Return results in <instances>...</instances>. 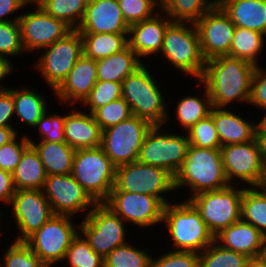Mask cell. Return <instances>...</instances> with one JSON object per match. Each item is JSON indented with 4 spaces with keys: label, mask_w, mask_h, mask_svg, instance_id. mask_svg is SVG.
Masks as SVG:
<instances>
[{
    "label": "cell",
    "mask_w": 266,
    "mask_h": 267,
    "mask_svg": "<svg viewBox=\"0 0 266 267\" xmlns=\"http://www.w3.org/2000/svg\"><path fill=\"white\" fill-rule=\"evenodd\" d=\"M249 105L259 107L266 113V68L256 65L251 80Z\"/></svg>",
    "instance_id": "cell-49"
},
{
    "label": "cell",
    "mask_w": 266,
    "mask_h": 267,
    "mask_svg": "<svg viewBox=\"0 0 266 267\" xmlns=\"http://www.w3.org/2000/svg\"><path fill=\"white\" fill-rule=\"evenodd\" d=\"M201 88L205 91H202L204 95L193 96L189 95L182 97L179 103L175 108L176 119L180 122L181 127L184 128V132H187L193 125L198 123L200 120L208 117L213 108L212 101L209 96L207 87L202 83Z\"/></svg>",
    "instance_id": "cell-31"
},
{
    "label": "cell",
    "mask_w": 266,
    "mask_h": 267,
    "mask_svg": "<svg viewBox=\"0 0 266 267\" xmlns=\"http://www.w3.org/2000/svg\"><path fill=\"white\" fill-rule=\"evenodd\" d=\"M87 2V0H43L40 7L50 16L64 21L72 29H77Z\"/></svg>",
    "instance_id": "cell-36"
},
{
    "label": "cell",
    "mask_w": 266,
    "mask_h": 267,
    "mask_svg": "<svg viewBox=\"0 0 266 267\" xmlns=\"http://www.w3.org/2000/svg\"><path fill=\"white\" fill-rule=\"evenodd\" d=\"M25 7V10H26V6L27 5H36V7H40L41 5V1L40 0H19Z\"/></svg>",
    "instance_id": "cell-58"
},
{
    "label": "cell",
    "mask_w": 266,
    "mask_h": 267,
    "mask_svg": "<svg viewBox=\"0 0 266 267\" xmlns=\"http://www.w3.org/2000/svg\"><path fill=\"white\" fill-rule=\"evenodd\" d=\"M217 0H159L160 9L173 22L196 23Z\"/></svg>",
    "instance_id": "cell-35"
},
{
    "label": "cell",
    "mask_w": 266,
    "mask_h": 267,
    "mask_svg": "<svg viewBox=\"0 0 266 267\" xmlns=\"http://www.w3.org/2000/svg\"><path fill=\"white\" fill-rule=\"evenodd\" d=\"M265 36L258 31L236 26L227 56L243 59L255 66L259 65L257 57L263 52Z\"/></svg>",
    "instance_id": "cell-33"
},
{
    "label": "cell",
    "mask_w": 266,
    "mask_h": 267,
    "mask_svg": "<svg viewBox=\"0 0 266 267\" xmlns=\"http://www.w3.org/2000/svg\"><path fill=\"white\" fill-rule=\"evenodd\" d=\"M223 168L229 184L261 186L266 180L260 150L256 140L221 146ZM236 181V182H235ZM243 181V183H242Z\"/></svg>",
    "instance_id": "cell-14"
},
{
    "label": "cell",
    "mask_w": 266,
    "mask_h": 267,
    "mask_svg": "<svg viewBox=\"0 0 266 267\" xmlns=\"http://www.w3.org/2000/svg\"><path fill=\"white\" fill-rule=\"evenodd\" d=\"M162 222L173 241L172 250L201 253L215 240L200 212L189 200L167 203Z\"/></svg>",
    "instance_id": "cell-3"
},
{
    "label": "cell",
    "mask_w": 266,
    "mask_h": 267,
    "mask_svg": "<svg viewBox=\"0 0 266 267\" xmlns=\"http://www.w3.org/2000/svg\"><path fill=\"white\" fill-rule=\"evenodd\" d=\"M175 190L188 187L189 200L194 195L219 190L229 186L226 178L221 149L199 148L189 145L182 166L174 176Z\"/></svg>",
    "instance_id": "cell-2"
},
{
    "label": "cell",
    "mask_w": 266,
    "mask_h": 267,
    "mask_svg": "<svg viewBox=\"0 0 266 267\" xmlns=\"http://www.w3.org/2000/svg\"><path fill=\"white\" fill-rule=\"evenodd\" d=\"M195 25L206 61L229 54L236 26L217 3Z\"/></svg>",
    "instance_id": "cell-18"
},
{
    "label": "cell",
    "mask_w": 266,
    "mask_h": 267,
    "mask_svg": "<svg viewBox=\"0 0 266 267\" xmlns=\"http://www.w3.org/2000/svg\"><path fill=\"white\" fill-rule=\"evenodd\" d=\"M246 267H265L264 264L257 258H250Z\"/></svg>",
    "instance_id": "cell-57"
},
{
    "label": "cell",
    "mask_w": 266,
    "mask_h": 267,
    "mask_svg": "<svg viewBox=\"0 0 266 267\" xmlns=\"http://www.w3.org/2000/svg\"><path fill=\"white\" fill-rule=\"evenodd\" d=\"M74 110L65 114V142L75 150L100 147L102 130L92 113Z\"/></svg>",
    "instance_id": "cell-23"
},
{
    "label": "cell",
    "mask_w": 266,
    "mask_h": 267,
    "mask_svg": "<svg viewBox=\"0 0 266 267\" xmlns=\"http://www.w3.org/2000/svg\"><path fill=\"white\" fill-rule=\"evenodd\" d=\"M63 261H67V267H104V258L90 247L80 233L72 240Z\"/></svg>",
    "instance_id": "cell-39"
},
{
    "label": "cell",
    "mask_w": 266,
    "mask_h": 267,
    "mask_svg": "<svg viewBox=\"0 0 266 267\" xmlns=\"http://www.w3.org/2000/svg\"><path fill=\"white\" fill-rule=\"evenodd\" d=\"M42 191L54 215L74 217L82 212L85 218L97 204L71 173L47 175Z\"/></svg>",
    "instance_id": "cell-16"
},
{
    "label": "cell",
    "mask_w": 266,
    "mask_h": 267,
    "mask_svg": "<svg viewBox=\"0 0 266 267\" xmlns=\"http://www.w3.org/2000/svg\"><path fill=\"white\" fill-rule=\"evenodd\" d=\"M230 110L213 107L210 113L214 119L221 146L255 140L259 122H250Z\"/></svg>",
    "instance_id": "cell-24"
},
{
    "label": "cell",
    "mask_w": 266,
    "mask_h": 267,
    "mask_svg": "<svg viewBox=\"0 0 266 267\" xmlns=\"http://www.w3.org/2000/svg\"><path fill=\"white\" fill-rule=\"evenodd\" d=\"M150 267H199V253L170 250L150 259Z\"/></svg>",
    "instance_id": "cell-48"
},
{
    "label": "cell",
    "mask_w": 266,
    "mask_h": 267,
    "mask_svg": "<svg viewBox=\"0 0 266 267\" xmlns=\"http://www.w3.org/2000/svg\"><path fill=\"white\" fill-rule=\"evenodd\" d=\"M97 82L96 60L84 54L74 64L63 82L54 90L56 101L60 104H82ZM77 102V103H76Z\"/></svg>",
    "instance_id": "cell-21"
},
{
    "label": "cell",
    "mask_w": 266,
    "mask_h": 267,
    "mask_svg": "<svg viewBox=\"0 0 266 267\" xmlns=\"http://www.w3.org/2000/svg\"><path fill=\"white\" fill-rule=\"evenodd\" d=\"M248 257L218 244L215 240L199 253V267H246Z\"/></svg>",
    "instance_id": "cell-37"
},
{
    "label": "cell",
    "mask_w": 266,
    "mask_h": 267,
    "mask_svg": "<svg viewBox=\"0 0 266 267\" xmlns=\"http://www.w3.org/2000/svg\"><path fill=\"white\" fill-rule=\"evenodd\" d=\"M164 125H154L147 133L137 161L160 167L175 176L182 166L190 145L187 133L169 132ZM179 134V135H178Z\"/></svg>",
    "instance_id": "cell-7"
},
{
    "label": "cell",
    "mask_w": 266,
    "mask_h": 267,
    "mask_svg": "<svg viewBox=\"0 0 266 267\" xmlns=\"http://www.w3.org/2000/svg\"><path fill=\"white\" fill-rule=\"evenodd\" d=\"M173 21L160 10L153 17L130 25L128 46L141 59L158 55L163 46L164 34Z\"/></svg>",
    "instance_id": "cell-22"
},
{
    "label": "cell",
    "mask_w": 266,
    "mask_h": 267,
    "mask_svg": "<svg viewBox=\"0 0 266 267\" xmlns=\"http://www.w3.org/2000/svg\"><path fill=\"white\" fill-rule=\"evenodd\" d=\"M129 27L123 18L118 0H90L76 30L80 34H128Z\"/></svg>",
    "instance_id": "cell-20"
},
{
    "label": "cell",
    "mask_w": 266,
    "mask_h": 267,
    "mask_svg": "<svg viewBox=\"0 0 266 267\" xmlns=\"http://www.w3.org/2000/svg\"><path fill=\"white\" fill-rule=\"evenodd\" d=\"M120 97H122V83L97 81L89 96L81 105L89 109V113H93L97 108L105 106Z\"/></svg>",
    "instance_id": "cell-42"
},
{
    "label": "cell",
    "mask_w": 266,
    "mask_h": 267,
    "mask_svg": "<svg viewBox=\"0 0 266 267\" xmlns=\"http://www.w3.org/2000/svg\"><path fill=\"white\" fill-rule=\"evenodd\" d=\"M111 191L148 194L158 197L166 205L169 203L166 195L176 190L174 176L167 170L135 161L116 168Z\"/></svg>",
    "instance_id": "cell-11"
},
{
    "label": "cell",
    "mask_w": 266,
    "mask_h": 267,
    "mask_svg": "<svg viewBox=\"0 0 266 267\" xmlns=\"http://www.w3.org/2000/svg\"><path fill=\"white\" fill-rule=\"evenodd\" d=\"M116 213L125 224L149 228L162 224L165 204L155 196L126 191H110L103 202Z\"/></svg>",
    "instance_id": "cell-15"
},
{
    "label": "cell",
    "mask_w": 266,
    "mask_h": 267,
    "mask_svg": "<svg viewBox=\"0 0 266 267\" xmlns=\"http://www.w3.org/2000/svg\"><path fill=\"white\" fill-rule=\"evenodd\" d=\"M266 190V180L261 185Z\"/></svg>",
    "instance_id": "cell-61"
},
{
    "label": "cell",
    "mask_w": 266,
    "mask_h": 267,
    "mask_svg": "<svg viewBox=\"0 0 266 267\" xmlns=\"http://www.w3.org/2000/svg\"><path fill=\"white\" fill-rule=\"evenodd\" d=\"M124 223L104 203H97L79 224V233L98 255L105 258L116 247L128 242Z\"/></svg>",
    "instance_id": "cell-10"
},
{
    "label": "cell",
    "mask_w": 266,
    "mask_h": 267,
    "mask_svg": "<svg viewBox=\"0 0 266 267\" xmlns=\"http://www.w3.org/2000/svg\"><path fill=\"white\" fill-rule=\"evenodd\" d=\"M245 188L230 184L219 190L198 193L189 199L214 237L241 219V200Z\"/></svg>",
    "instance_id": "cell-8"
},
{
    "label": "cell",
    "mask_w": 266,
    "mask_h": 267,
    "mask_svg": "<svg viewBox=\"0 0 266 267\" xmlns=\"http://www.w3.org/2000/svg\"><path fill=\"white\" fill-rule=\"evenodd\" d=\"M15 191L12 173L0 169V202L10 205Z\"/></svg>",
    "instance_id": "cell-51"
},
{
    "label": "cell",
    "mask_w": 266,
    "mask_h": 267,
    "mask_svg": "<svg viewBox=\"0 0 266 267\" xmlns=\"http://www.w3.org/2000/svg\"><path fill=\"white\" fill-rule=\"evenodd\" d=\"M46 172L38 152L30 145L12 173L15 190H42Z\"/></svg>",
    "instance_id": "cell-29"
},
{
    "label": "cell",
    "mask_w": 266,
    "mask_h": 267,
    "mask_svg": "<svg viewBox=\"0 0 266 267\" xmlns=\"http://www.w3.org/2000/svg\"><path fill=\"white\" fill-rule=\"evenodd\" d=\"M15 115L14 101L11 94V87L0 91V127L14 128L11 123Z\"/></svg>",
    "instance_id": "cell-50"
},
{
    "label": "cell",
    "mask_w": 266,
    "mask_h": 267,
    "mask_svg": "<svg viewBox=\"0 0 266 267\" xmlns=\"http://www.w3.org/2000/svg\"><path fill=\"white\" fill-rule=\"evenodd\" d=\"M257 258L264 264V266L266 267V240L264 241L258 255Z\"/></svg>",
    "instance_id": "cell-56"
},
{
    "label": "cell",
    "mask_w": 266,
    "mask_h": 267,
    "mask_svg": "<svg viewBox=\"0 0 266 267\" xmlns=\"http://www.w3.org/2000/svg\"><path fill=\"white\" fill-rule=\"evenodd\" d=\"M241 219L266 237V190L262 186L246 187L243 190Z\"/></svg>",
    "instance_id": "cell-34"
},
{
    "label": "cell",
    "mask_w": 266,
    "mask_h": 267,
    "mask_svg": "<svg viewBox=\"0 0 266 267\" xmlns=\"http://www.w3.org/2000/svg\"><path fill=\"white\" fill-rule=\"evenodd\" d=\"M30 144L38 152L47 175L70 174L72 172L75 149L66 142L39 141L28 137Z\"/></svg>",
    "instance_id": "cell-28"
},
{
    "label": "cell",
    "mask_w": 266,
    "mask_h": 267,
    "mask_svg": "<svg viewBox=\"0 0 266 267\" xmlns=\"http://www.w3.org/2000/svg\"><path fill=\"white\" fill-rule=\"evenodd\" d=\"M152 125L131 116L105 130H102L100 147L117 168L137 161L142 143Z\"/></svg>",
    "instance_id": "cell-13"
},
{
    "label": "cell",
    "mask_w": 266,
    "mask_h": 267,
    "mask_svg": "<svg viewBox=\"0 0 266 267\" xmlns=\"http://www.w3.org/2000/svg\"><path fill=\"white\" fill-rule=\"evenodd\" d=\"M22 13L18 21L23 49L28 53L42 51L73 30L64 21L47 14L41 7L35 6L33 11Z\"/></svg>",
    "instance_id": "cell-17"
},
{
    "label": "cell",
    "mask_w": 266,
    "mask_h": 267,
    "mask_svg": "<svg viewBox=\"0 0 266 267\" xmlns=\"http://www.w3.org/2000/svg\"><path fill=\"white\" fill-rule=\"evenodd\" d=\"M143 64L128 75L122 83V98L129 104L134 116L154 125H165L171 114L166 108V98L151 74ZM159 86V87H158Z\"/></svg>",
    "instance_id": "cell-4"
},
{
    "label": "cell",
    "mask_w": 266,
    "mask_h": 267,
    "mask_svg": "<svg viewBox=\"0 0 266 267\" xmlns=\"http://www.w3.org/2000/svg\"><path fill=\"white\" fill-rule=\"evenodd\" d=\"M92 115L101 130H105L133 116L129 104L122 97L97 108Z\"/></svg>",
    "instance_id": "cell-43"
},
{
    "label": "cell",
    "mask_w": 266,
    "mask_h": 267,
    "mask_svg": "<svg viewBox=\"0 0 266 267\" xmlns=\"http://www.w3.org/2000/svg\"><path fill=\"white\" fill-rule=\"evenodd\" d=\"M176 70L200 80L205 70L197 27L191 22H172L166 29L160 51Z\"/></svg>",
    "instance_id": "cell-5"
},
{
    "label": "cell",
    "mask_w": 266,
    "mask_h": 267,
    "mask_svg": "<svg viewBox=\"0 0 266 267\" xmlns=\"http://www.w3.org/2000/svg\"><path fill=\"white\" fill-rule=\"evenodd\" d=\"M254 69V64L243 59L219 56L206 61L197 82L207 87L213 107L227 108L235 101L249 104Z\"/></svg>",
    "instance_id": "cell-1"
},
{
    "label": "cell",
    "mask_w": 266,
    "mask_h": 267,
    "mask_svg": "<svg viewBox=\"0 0 266 267\" xmlns=\"http://www.w3.org/2000/svg\"><path fill=\"white\" fill-rule=\"evenodd\" d=\"M1 267H47L24 241H14L4 252Z\"/></svg>",
    "instance_id": "cell-41"
},
{
    "label": "cell",
    "mask_w": 266,
    "mask_h": 267,
    "mask_svg": "<svg viewBox=\"0 0 266 267\" xmlns=\"http://www.w3.org/2000/svg\"><path fill=\"white\" fill-rule=\"evenodd\" d=\"M186 133L190 145L209 149L221 148L214 119L211 115L193 125Z\"/></svg>",
    "instance_id": "cell-40"
},
{
    "label": "cell",
    "mask_w": 266,
    "mask_h": 267,
    "mask_svg": "<svg viewBox=\"0 0 266 267\" xmlns=\"http://www.w3.org/2000/svg\"><path fill=\"white\" fill-rule=\"evenodd\" d=\"M266 237L253 225L240 219L215 236V241L226 249L257 257Z\"/></svg>",
    "instance_id": "cell-25"
},
{
    "label": "cell",
    "mask_w": 266,
    "mask_h": 267,
    "mask_svg": "<svg viewBox=\"0 0 266 267\" xmlns=\"http://www.w3.org/2000/svg\"><path fill=\"white\" fill-rule=\"evenodd\" d=\"M83 40V54L98 60L121 52L128 46V34L95 33L81 34Z\"/></svg>",
    "instance_id": "cell-32"
},
{
    "label": "cell",
    "mask_w": 266,
    "mask_h": 267,
    "mask_svg": "<svg viewBox=\"0 0 266 267\" xmlns=\"http://www.w3.org/2000/svg\"><path fill=\"white\" fill-rule=\"evenodd\" d=\"M255 140L258 144L261 160L266 170V126L261 121H259L257 127Z\"/></svg>",
    "instance_id": "cell-53"
},
{
    "label": "cell",
    "mask_w": 266,
    "mask_h": 267,
    "mask_svg": "<svg viewBox=\"0 0 266 267\" xmlns=\"http://www.w3.org/2000/svg\"><path fill=\"white\" fill-rule=\"evenodd\" d=\"M22 52L25 50L19 21L0 22V57L12 60L11 56H20Z\"/></svg>",
    "instance_id": "cell-45"
},
{
    "label": "cell",
    "mask_w": 266,
    "mask_h": 267,
    "mask_svg": "<svg viewBox=\"0 0 266 267\" xmlns=\"http://www.w3.org/2000/svg\"><path fill=\"white\" fill-rule=\"evenodd\" d=\"M143 63L135 52L127 46L121 52L96 60L97 81L121 83Z\"/></svg>",
    "instance_id": "cell-27"
},
{
    "label": "cell",
    "mask_w": 266,
    "mask_h": 267,
    "mask_svg": "<svg viewBox=\"0 0 266 267\" xmlns=\"http://www.w3.org/2000/svg\"><path fill=\"white\" fill-rule=\"evenodd\" d=\"M2 217L3 216L1 215V211H0V222L2 221ZM1 236H2V232L0 231V238H2Z\"/></svg>",
    "instance_id": "cell-60"
},
{
    "label": "cell",
    "mask_w": 266,
    "mask_h": 267,
    "mask_svg": "<svg viewBox=\"0 0 266 267\" xmlns=\"http://www.w3.org/2000/svg\"><path fill=\"white\" fill-rule=\"evenodd\" d=\"M39 90L28 88L14 89L11 86L15 116L27 126L34 127L47 111V103Z\"/></svg>",
    "instance_id": "cell-30"
},
{
    "label": "cell",
    "mask_w": 266,
    "mask_h": 267,
    "mask_svg": "<svg viewBox=\"0 0 266 267\" xmlns=\"http://www.w3.org/2000/svg\"><path fill=\"white\" fill-rule=\"evenodd\" d=\"M235 26L266 35V0H217Z\"/></svg>",
    "instance_id": "cell-26"
},
{
    "label": "cell",
    "mask_w": 266,
    "mask_h": 267,
    "mask_svg": "<svg viewBox=\"0 0 266 267\" xmlns=\"http://www.w3.org/2000/svg\"><path fill=\"white\" fill-rule=\"evenodd\" d=\"M118 3L129 26L151 18L161 10L159 0H118Z\"/></svg>",
    "instance_id": "cell-44"
},
{
    "label": "cell",
    "mask_w": 266,
    "mask_h": 267,
    "mask_svg": "<svg viewBox=\"0 0 266 267\" xmlns=\"http://www.w3.org/2000/svg\"><path fill=\"white\" fill-rule=\"evenodd\" d=\"M130 241L119 245L104 258V267H150L151 254L130 245Z\"/></svg>",
    "instance_id": "cell-38"
},
{
    "label": "cell",
    "mask_w": 266,
    "mask_h": 267,
    "mask_svg": "<svg viewBox=\"0 0 266 267\" xmlns=\"http://www.w3.org/2000/svg\"><path fill=\"white\" fill-rule=\"evenodd\" d=\"M19 133L15 128L0 127V147L3 144L9 143L13 140Z\"/></svg>",
    "instance_id": "cell-55"
},
{
    "label": "cell",
    "mask_w": 266,
    "mask_h": 267,
    "mask_svg": "<svg viewBox=\"0 0 266 267\" xmlns=\"http://www.w3.org/2000/svg\"><path fill=\"white\" fill-rule=\"evenodd\" d=\"M25 8L24 5L19 0H0V22L18 21L21 13H17L18 16L14 18H9L10 14H14L19 10ZM8 16V17H7Z\"/></svg>",
    "instance_id": "cell-52"
},
{
    "label": "cell",
    "mask_w": 266,
    "mask_h": 267,
    "mask_svg": "<svg viewBox=\"0 0 266 267\" xmlns=\"http://www.w3.org/2000/svg\"><path fill=\"white\" fill-rule=\"evenodd\" d=\"M10 206L20 232L14 241H25L54 215L42 190H16Z\"/></svg>",
    "instance_id": "cell-19"
},
{
    "label": "cell",
    "mask_w": 266,
    "mask_h": 267,
    "mask_svg": "<svg viewBox=\"0 0 266 267\" xmlns=\"http://www.w3.org/2000/svg\"><path fill=\"white\" fill-rule=\"evenodd\" d=\"M266 126V114L263 115L262 120H260Z\"/></svg>",
    "instance_id": "cell-59"
},
{
    "label": "cell",
    "mask_w": 266,
    "mask_h": 267,
    "mask_svg": "<svg viewBox=\"0 0 266 267\" xmlns=\"http://www.w3.org/2000/svg\"><path fill=\"white\" fill-rule=\"evenodd\" d=\"M48 110L36 124L41 136L40 141L65 142L64 120L65 114H50Z\"/></svg>",
    "instance_id": "cell-47"
},
{
    "label": "cell",
    "mask_w": 266,
    "mask_h": 267,
    "mask_svg": "<svg viewBox=\"0 0 266 267\" xmlns=\"http://www.w3.org/2000/svg\"><path fill=\"white\" fill-rule=\"evenodd\" d=\"M18 135L9 143L0 147V169L13 173L21 160L24 151L31 145L29 135ZM20 142H19V141Z\"/></svg>",
    "instance_id": "cell-46"
},
{
    "label": "cell",
    "mask_w": 266,
    "mask_h": 267,
    "mask_svg": "<svg viewBox=\"0 0 266 267\" xmlns=\"http://www.w3.org/2000/svg\"><path fill=\"white\" fill-rule=\"evenodd\" d=\"M79 233V224L67 215H53L24 242L47 266L64 260L72 240Z\"/></svg>",
    "instance_id": "cell-9"
},
{
    "label": "cell",
    "mask_w": 266,
    "mask_h": 267,
    "mask_svg": "<svg viewBox=\"0 0 266 267\" xmlns=\"http://www.w3.org/2000/svg\"><path fill=\"white\" fill-rule=\"evenodd\" d=\"M115 174L116 167L101 147L75 151L71 175L97 203L108 198Z\"/></svg>",
    "instance_id": "cell-6"
},
{
    "label": "cell",
    "mask_w": 266,
    "mask_h": 267,
    "mask_svg": "<svg viewBox=\"0 0 266 267\" xmlns=\"http://www.w3.org/2000/svg\"><path fill=\"white\" fill-rule=\"evenodd\" d=\"M12 64L11 60L0 57V91L9 89L8 87H4L1 82H4L5 77L9 76L11 72H14V65Z\"/></svg>",
    "instance_id": "cell-54"
},
{
    "label": "cell",
    "mask_w": 266,
    "mask_h": 267,
    "mask_svg": "<svg viewBox=\"0 0 266 267\" xmlns=\"http://www.w3.org/2000/svg\"><path fill=\"white\" fill-rule=\"evenodd\" d=\"M34 68L41 74L51 91L68 76L74 64L83 55V40L79 31L73 29L64 38L42 49ZM37 68V69H36Z\"/></svg>",
    "instance_id": "cell-12"
}]
</instances>
